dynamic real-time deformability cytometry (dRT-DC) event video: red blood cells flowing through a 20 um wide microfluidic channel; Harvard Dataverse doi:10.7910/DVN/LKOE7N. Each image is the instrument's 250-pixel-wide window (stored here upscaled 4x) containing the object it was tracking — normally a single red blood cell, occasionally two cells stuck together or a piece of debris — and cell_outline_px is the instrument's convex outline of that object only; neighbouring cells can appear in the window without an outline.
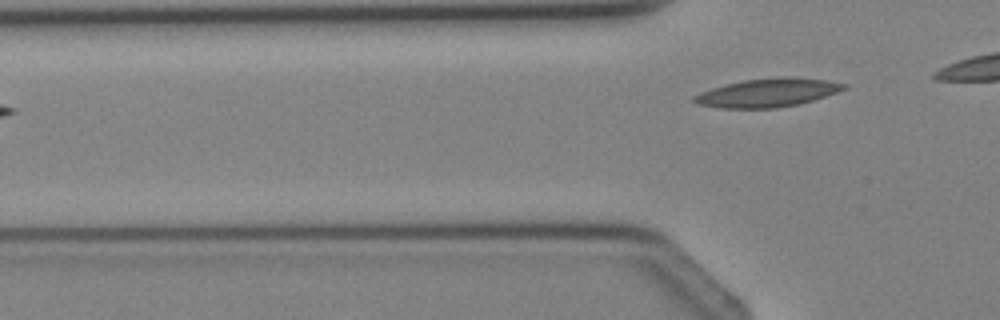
{"species": "Egyptian fruit bat (a non-hibernating species)", "species_latin": "Rousettus aegyptiacus", "temperature_condition": "cold", "stored_images_in_passage": 3, "camera_frame_rate_fps": 3000, "um_per_image_px": 0.085, "animal": {"sex": "female"}, "frame": {"image": 1, "passage_image": 3, "time_ms": 2.333, "image_size_px": [1000, 320], "cell_outline_px": [[848, 88], [812, 100], [796, 104], [776, 108], [720, 108], [700, 104], [692, 100], [692, 96], [700, 92], [712, 88], [744, 80], [780, 76], [792, 76], [828, 80], [848, 84]], "centroid_in_image_um": [65.27, 7.86], "position_along_channel_um": 60.5, "area_um2": 24.8}}